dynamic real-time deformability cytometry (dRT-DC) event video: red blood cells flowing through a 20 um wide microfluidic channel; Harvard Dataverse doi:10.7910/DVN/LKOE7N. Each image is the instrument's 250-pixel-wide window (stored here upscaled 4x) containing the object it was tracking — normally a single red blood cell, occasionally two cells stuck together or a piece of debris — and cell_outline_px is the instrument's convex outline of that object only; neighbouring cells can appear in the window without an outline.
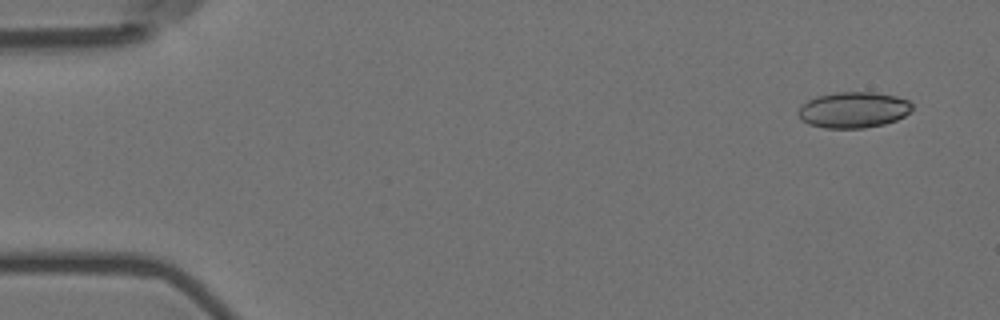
{"species": "Egyptian fruit bat (a non-hibernating species)", "species_latin": "Rousettus aegyptiacus", "temperature_condition": "room temperature", "stored_images_in_passage": 6, "camera_frame_rate_fps": 3000, "um_per_image_px": 0.085, "animal": {"sex": "female"}, "frame": {"image": 1, "passage_image": 1, "time_ms": 0.0, "image_size_px": [1000, 320], "cell_outline_px": [[912, 112], [896, 120], [884, 124], [864, 128], [824, 128], [808, 124], [800, 120], [796, 112], [808, 100], [816, 96], [836, 92], [876, 92], [896, 96], [908, 100], [912, 104]], "centroid_in_image_um": [72.54, 9.34], "position_along_channel_um": 12.5, "area_um2": 24.1}}
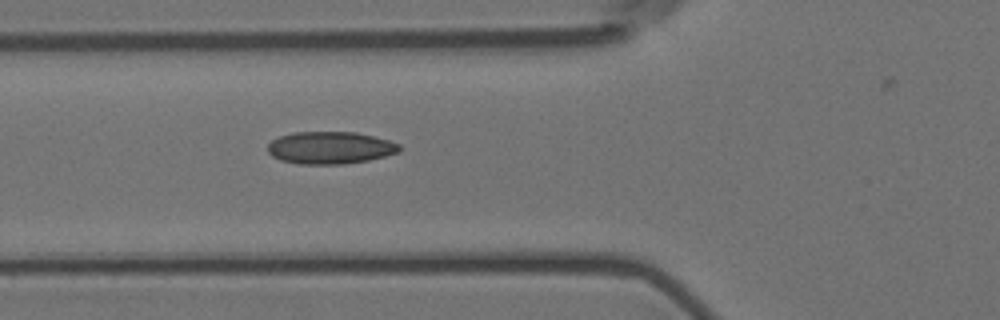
{"frame": {"image": 2, "passage_image": 6, "time_ms": 1.667, "image_size_px": [1000, 320], "cell_outline_px": [[400, 152], [368, 160], [344, 164], [300, 164], [280, 160], [272, 156], [268, 152], [268, 144], [272, 140], [280, 136], [292, 132], [356, 132], [388, 140], [400, 144]], "centroid_in_image_um": [28.05, 12.56], "position_along_channel_um": 97.7, "area_um2": 24.8}}